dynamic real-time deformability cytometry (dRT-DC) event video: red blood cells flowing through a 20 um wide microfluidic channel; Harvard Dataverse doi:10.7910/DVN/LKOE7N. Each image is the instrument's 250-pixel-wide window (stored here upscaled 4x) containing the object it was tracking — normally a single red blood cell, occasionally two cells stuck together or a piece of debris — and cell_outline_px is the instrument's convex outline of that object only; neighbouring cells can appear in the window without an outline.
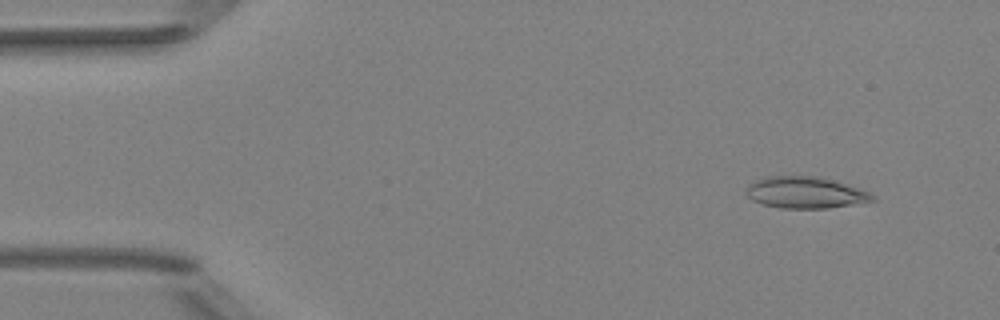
{"species": "Egyptian fruit bat (a non-hibernating species)", "species_latin": "Rousettus aegyptiacus", "temperature_condition": "room temperature", "stored_images_in_passage": 50, "camera_frame_rate_fps": 3000, "um_per_image_px": 0.085, "animal": {"sex": "female"}, "frame": {"image": 1, "passage_image": 4, "time_ms": 1.0, "image_size_px": [1000, 320], "cell_outline_px": [[876, 200], [828, 208], [780, 208], [764, 204], [752, 200], [744, 192], [748, 184], [752, 180], [768, 176], [820, 176], [868, 192], [876, 196]], "centroid_in_image_um": [68.39, 16.36], "position_along_channel_um": 16.6, "area_um2": 23.12}}
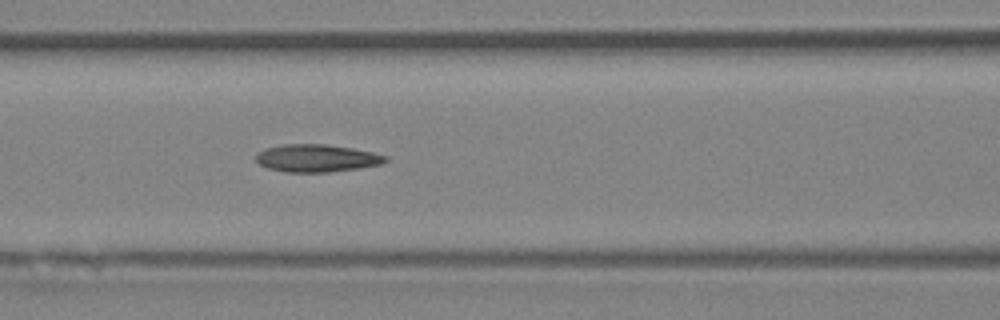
{"frame": {"image": 2, "passage_image": 21, "time_ms": 6.667, "image_size_px": [1000, 320], "cell_outline_px": [[388, 160], [380, 164], [356, 168], [328, 172], [284, 172], [268, 168], [260, 164], [256, 160], [256, 156], [264, 148], [284, 144], [324, 144], [352, 148], [372, 152], [388, 156]], "centroid_in_image_um": [26.9, 13.44], "position_along_channel_um": 139.7, "area_um2": 20.63}}
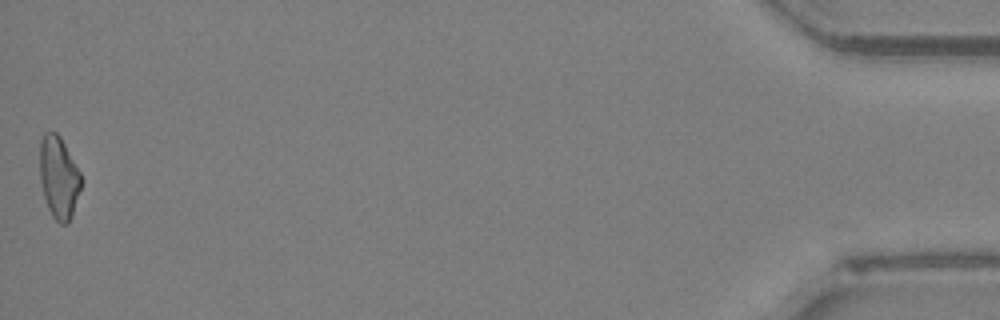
{"frame": {"image": 3, "passage_image": 50, "time_ms": 16.333, "image_size_px": [1000, 320], "cell_outline_px": [[80, 188], [72, 216], [68, 224], [60, 224], [52, 216], [48, 208], [44, 196], [40, 180], [40, 140], [44, 132], [56, 132], [60, 136], [80, 172]], "centroid_in_image_um": [4.98, 15.08], "position_along_channel_um": 430.2, "area_um2": 19.59}, "authors_computed_cell_mechanics": {"area_um2": 20.5479, "velocity_mm_per_s": 4.0393, "shape_relaxation_time_tau1_ms": null, "shape_relaxation_time_tau2_ms": 5.9513, "deformation_change_tau1": null, "deformation_change_tau2": 0.1648}}